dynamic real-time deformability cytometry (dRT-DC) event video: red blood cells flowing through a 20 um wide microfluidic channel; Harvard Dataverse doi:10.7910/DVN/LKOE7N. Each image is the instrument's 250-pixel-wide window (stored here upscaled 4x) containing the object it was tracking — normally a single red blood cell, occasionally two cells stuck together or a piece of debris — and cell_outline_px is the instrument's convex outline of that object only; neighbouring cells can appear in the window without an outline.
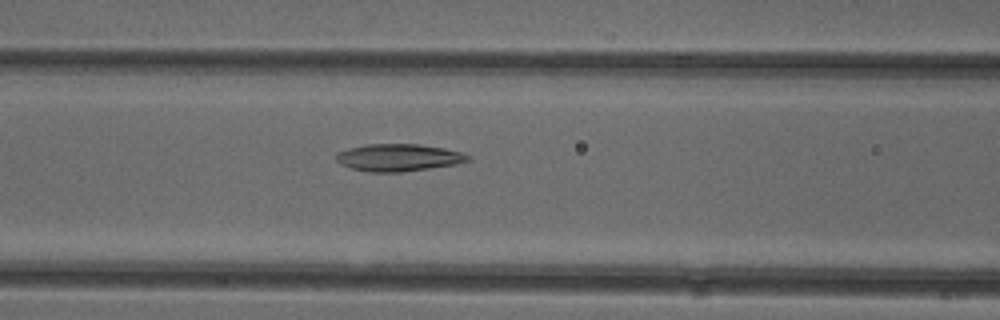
{"species": "common noctule bat (a hibernating species)", "species_latin": "Nyctalus noctula", "temperature_condition": "cold", "stored_images_in_passage": 38, "camera_frame_rate_fps": 3000, "um_per_image_px": 0.085, "animal": {"sex": "female"}, "frame": {"image": 1, "passage_image": 8, "time_ms": 2.333, "image_size_px": [1000, 320], "cell_outline_px": [[472, 160], [452, 164], [428, 168], [400, 172], [368, 172], [352, 168], [340, 164], [336, 160], [336, 152], [348, 148], [368, 144], [420, 144], [444, 148], [460, 152], [472, 156]], "centroid_in_image_um": [33.85, 13.38], "position_along_channel_um": 132.8, "area_um2": 20.87}}
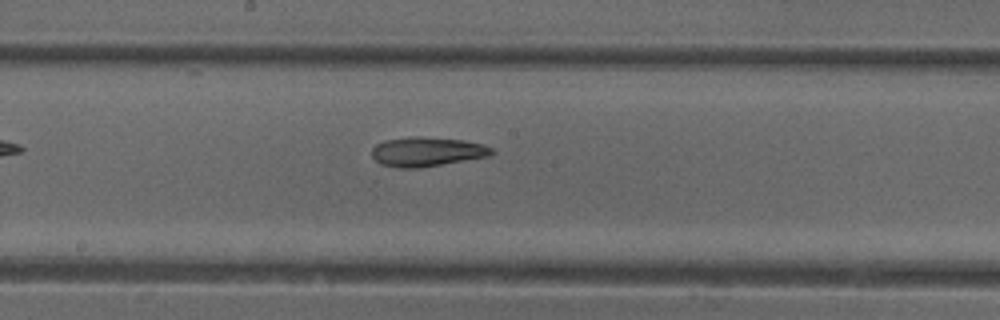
{"frame": {"image": 2, "passage_image": 14, "time_ms": 4.333, "image_size_px": [1000, 320], "cell_outline_px": [[496, 152], [488, 156], [420, 168], [396, 168], [380, 164], [372, 156], [372, 148], [376, 144], [384, 140], [412, 136], [416, 136], [464, 140], [484, 144], [492, 148]], "centroid_in_image_um": [36.27, 12.89], "position_along_channel_um": 211.9, "area_um2": 20.63}}
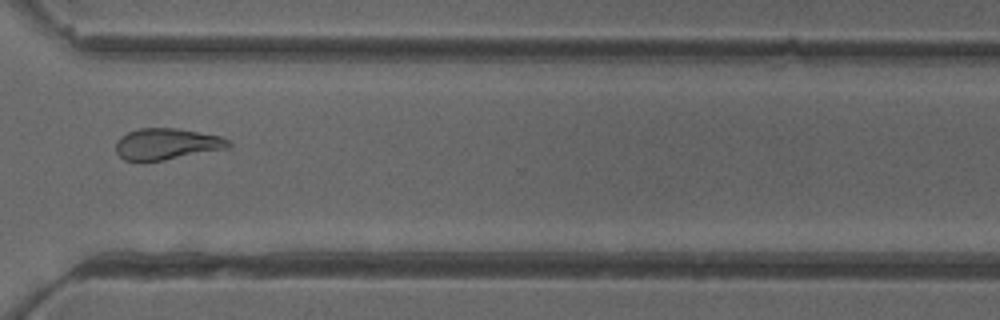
{"frame": {"image": 3, "passage_image": 25, "time_ms": 8.0, "image_size_px": [1000, 320], "cell_outline_px": [[232, 148], [164, 160], [124, 160], [116, 152], [116, 140], [120, 136], [128, 132], [140, 128], [176, 128], [220, 136], [228, 140], [232, 144]], "centroid_in_image_um": [14.2, 12.23], "position_along_channel_um": 356.4, "area_um2": 20.58}, "authors_computed_cell_mechanics": {"area_um2": 20.8658, "velocity_mm_per_s": 3.9506, "shape_relaxation_time_tau1_ms": null, "shape_relaxation_time_tau2_ms": 5.7867, "deformation_change_tau1": null, "deformation_change_tau2": 0.1565}}